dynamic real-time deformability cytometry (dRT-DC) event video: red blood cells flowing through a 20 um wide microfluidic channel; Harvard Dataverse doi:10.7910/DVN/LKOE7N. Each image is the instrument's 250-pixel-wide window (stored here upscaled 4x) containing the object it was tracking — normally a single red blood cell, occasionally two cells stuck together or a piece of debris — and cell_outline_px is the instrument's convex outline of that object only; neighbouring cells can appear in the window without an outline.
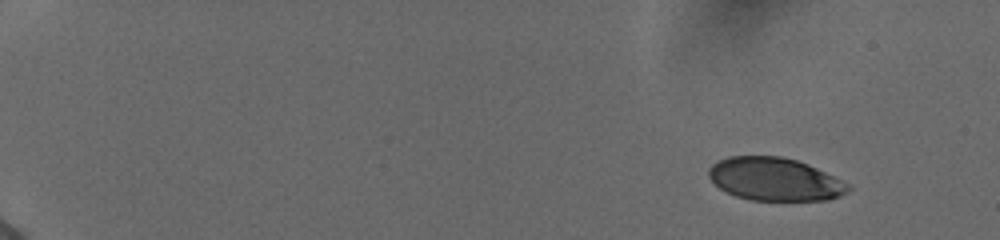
{"species": "human", "species_latin": "Homo sapiens", "temperature_condition": "cold", "stored_images_in_passage": 50, "camera_frame_rate_fps": 3000, "um_per_image_px": 0.085, "donor": {"sex": "female"}, "frame": {"image": 1, "passage_image": 1, "time_ms": 0.0, "image_size_px": [1000, 240], "cell_outline_px": [[852, 188], [848, 192], [840, 196], [828, 200], [752, 200], [736, 196], [720, 188], [708, 176], [708, 168], [712, 164], [728, 156], [780, 156], [796, 160], [808, 164], [852, 184]], "centroid_in_image_um": [65.9, 15.23], "position_along_channel_um": 19.1, "area_um2": 35.03}}
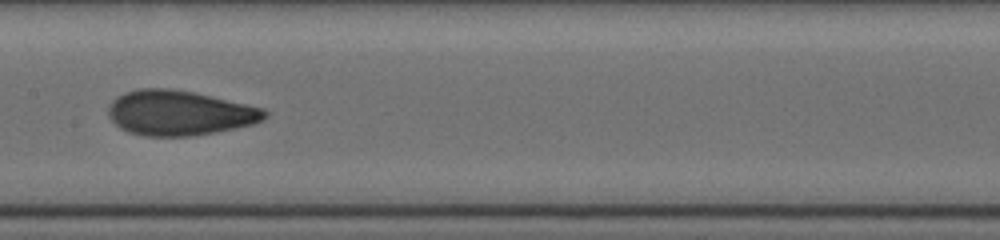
{"frame": {"image": 2, "passage_image": 27, "time_ms": 8.667, "image_size_px": [1000, 240], "cell_outline_px": [[268, 116], [264, 120], [256, 124], [236, 128], [192, 136], [144, 136], [128, 132], [120, 128], [108, 116], [108, 108], [112, 100], [116, 96], [124, 92], [140, 88], [168, 88], [192, 92], [248, 104], [264, 108], [268, 112]], "centroid_in_image_um": [15.26, 9.6], "position_along_channel_um": 192.1, "area_um2": 41.21}}
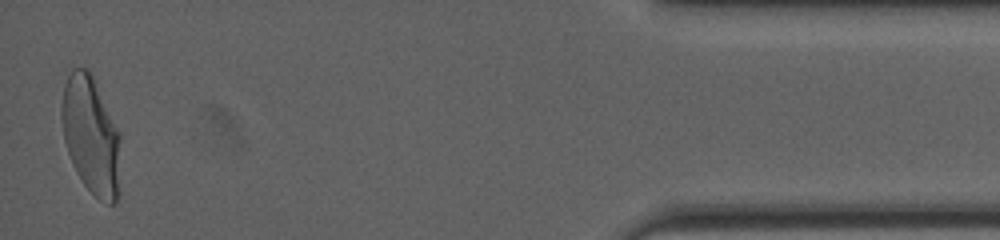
{"frame": {"image": 3, "passage_image": 50, "time_ms": 16.333, "image_size_px": [1000, 240], "cell_outline_px": [[120, 192], [116, 204], [108, 204], [100, 200], [84, 184], [76, 172], [68, 152], [64, 140], [60, 116], [60, 104], [64, 84], [72, 68], [88, 68], [120, 132]], "centroid_in_image_um": [7.74, 11.53], "position_along_channel_um": 427.5, "area_um2": 40.86}, "authors_computed_cell_mechanics": {"area_um2": 39.2462, "velocity_mm_per_s": 3.8983, "shape_relaxation_time_tau1_ms": 4.2868, "shape_relaxation_time_tau2_ms": 0.9721, "deformation_change_tau1": 0.1927, "deformation_change_tau2": 0.0664}}